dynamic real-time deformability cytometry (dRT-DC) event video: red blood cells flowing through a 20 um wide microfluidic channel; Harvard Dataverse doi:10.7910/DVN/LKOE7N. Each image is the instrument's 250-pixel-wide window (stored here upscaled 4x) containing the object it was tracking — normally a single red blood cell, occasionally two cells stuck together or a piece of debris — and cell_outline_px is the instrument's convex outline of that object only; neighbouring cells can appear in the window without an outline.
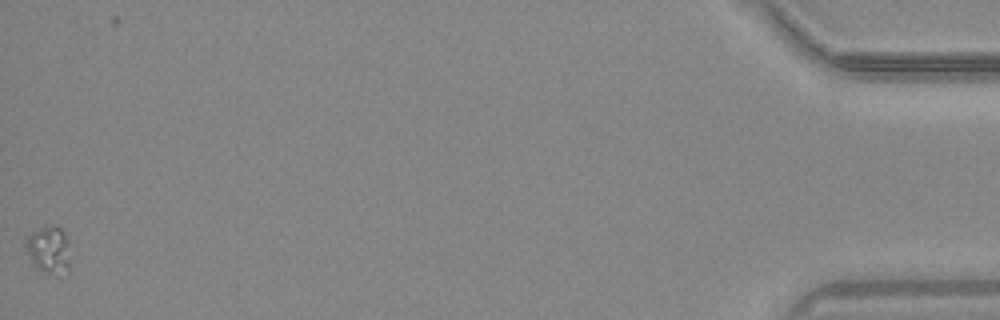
{"species": "common noctule bat (a hibernating species)", "species_latin": "Nyctalus noctula", "temperature_condition": "warm", "stored_images_in_passage": 46, "camera_frame_rate_fps": 3000, "um_per_image_px": 0.085, "animal": {"sex": "male", "body_mass_g": 20.4}, "frame": {"image": 1, "passage_image": 46, "time_ms": 15.0, "image_size_px": [1000, 320], "cell_outline_px": [[68, 268], [48, 272], [36, 268], [28, 252], [28, 236], [32, 232], [44, 228], [60, 228], [64, 232], [68, 240]], "centroid_in_image_um": [4.15, 21.19], "position_along_channel_um": 431.0, "area_um2": 10.92}}